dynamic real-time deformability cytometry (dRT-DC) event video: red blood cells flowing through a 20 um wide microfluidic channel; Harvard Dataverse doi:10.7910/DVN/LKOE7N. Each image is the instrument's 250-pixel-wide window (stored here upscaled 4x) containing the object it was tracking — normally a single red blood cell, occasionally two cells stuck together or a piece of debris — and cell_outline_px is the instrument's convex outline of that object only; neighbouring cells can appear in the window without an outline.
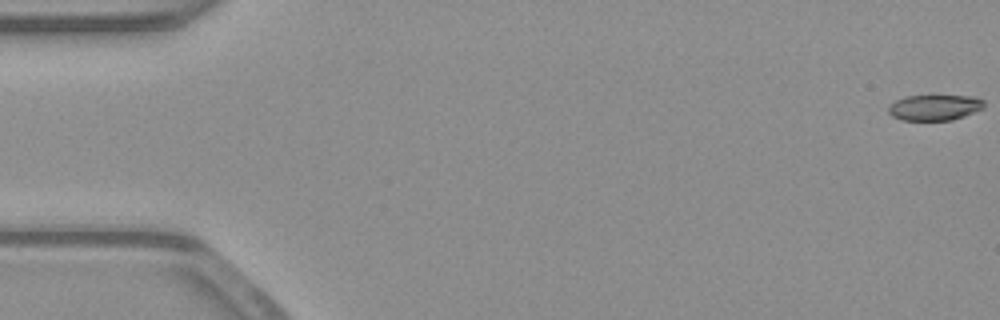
{"species": "common noctule bat (a hibernating species)", "species_latin": "Nyctalus noctula", "temperature_condition": "warm", "stored_images_in_passage": 54, "camera_frame_rate_fps": 3000, "um_per_image_px": 0.085, "animal": {"sex": "male", "body_mass_g": 23.1, "forearm_length_mm": 52.7}, "frame": {"image": 1, "passage_image": 1, "time_ms": 0.0, "image_size_px": [1000, 320], "cell_outline_px": [[984, 108], [964, 116], [952, 120], [900, 120], [892, 116], [888, 112], [888, 108], [896, 100], [904, 96], [976, 96], [984, 100]], "centroid_in_image_um": [79.46, 9.14], "position_along_channel_um": 5.5, "area_um2": 14.33}}
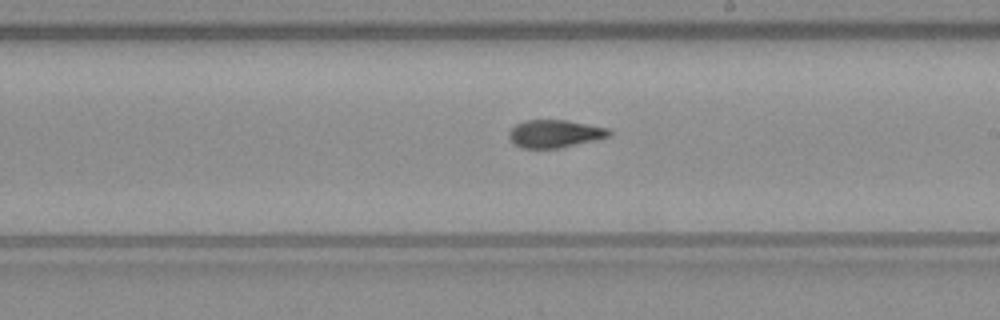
{"frame": {"image": 2, "passage_image": 31, "time_ms": 10.0, "image_size_px": [1000, 320], "cell_outline_px": [[612, 132], [608, 136], [596, 140], [560, 148], [520, 148], [508, 136], [508, 132], [516, 124], [524, 120], [568, 120], [608, 128]], "centroid_in_image_um": [47.16, 11.36], "position_along_channel_um": 241.8, "area_um2": 16.18}}
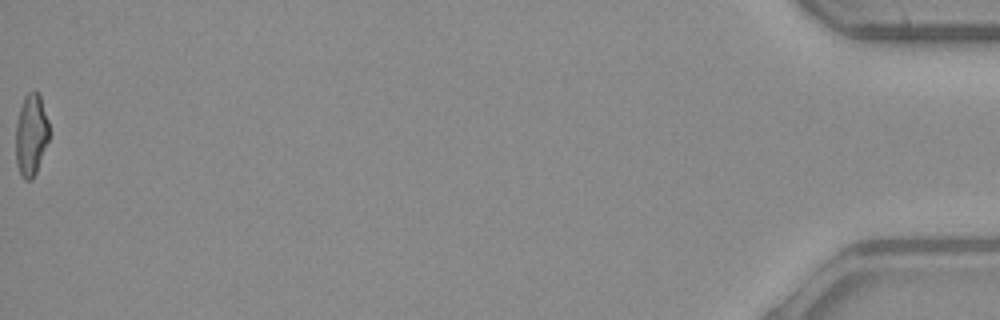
{"frame": {"image": 3, "passage_image": 54, "time_ms": 17.667, "image_size_px": [1000, 320], "cell_outline_px": [[48, 140], [36, 172], [32, 180], [24, 180], [20, 176], [16, 164], [16, 120], [24, 96], [28, 92], [36, 92], [40, 96], [48, 120]], "centroid_in_image_um": [2.62, 11.49], "position_along_channel_um": 432.6, "area_um2": 15.84}, "authors_computed_cell_mechanics": {"area_um2": 16.3863, "velocity_mm_per_s": 3.9335, "shape_relaxation_time_tau1_ms": 7.9836, "shape_relaxation_time_tau2_ms": 3.0468, "deformation_change_tau1": 0.2328, "deformation_change_tau2": 0.1063}}